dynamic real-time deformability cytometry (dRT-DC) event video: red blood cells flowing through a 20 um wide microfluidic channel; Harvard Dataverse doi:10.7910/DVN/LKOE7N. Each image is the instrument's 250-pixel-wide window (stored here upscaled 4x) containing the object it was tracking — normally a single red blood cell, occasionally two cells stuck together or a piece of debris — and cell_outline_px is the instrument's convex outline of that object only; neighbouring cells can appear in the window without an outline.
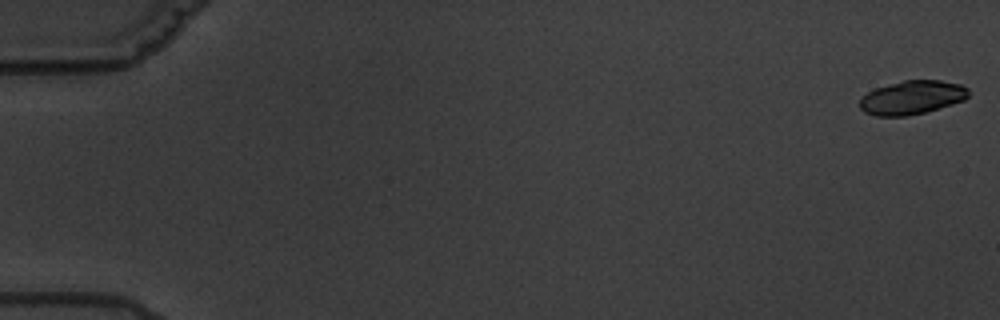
{"species": "common noctule bat (a hibernating species)", "species_latin": "Nyctalus noctula", "temperature_condition": "warm", "stored_images_in_passage": 5, "camera_frame_rate_fps": 3000, "um_per_image_px": 0.085, "animal": {"sex": "male", "body_mass_g": 19.5, "forearm_length_mm": 54.6}, "frame": {"image": 1, "passage_image": 1, "time_ms": 0.0, "image_size_px": [1000, 320], "cell_outline_px": [[968, 96], [964, 100], [952, 104], [924, 112], [908, 116], [876, 116], [864, 112], [860, 108], [860, 100], [868, 92], [876, 88], [888, 84], [904, 80], [940, 80], [960, 84], [968, 88]], "centroid_in_image_um": [77.52, 8.29], "position_along_channel_um": 7.5, "area_um2": 21.27}}